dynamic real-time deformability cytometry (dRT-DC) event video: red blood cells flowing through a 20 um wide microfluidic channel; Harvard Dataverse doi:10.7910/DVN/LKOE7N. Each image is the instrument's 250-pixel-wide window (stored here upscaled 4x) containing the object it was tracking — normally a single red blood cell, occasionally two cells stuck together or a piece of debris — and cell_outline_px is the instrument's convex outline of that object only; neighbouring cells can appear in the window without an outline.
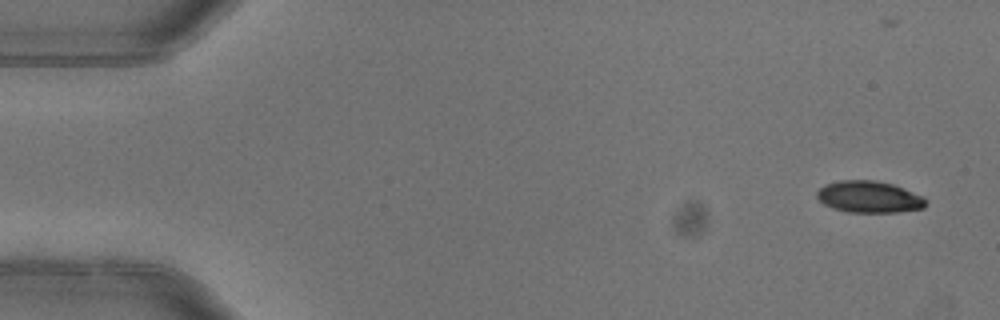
{"species": "common noctule bat (a hibernating species)", "species_latin": "Nyctalus noctula", "temperature_condition": "warm", "stored_images_in_passage": 3, "camera_frame_rate_fps": 3000, "um_per_image_px": 0.085, "animal": {"sex": "female"}, "frame": {"image": 1, "passage_image": 1, "time_ms": 0.0, "image_size_px": [1000, 320], "cell_outline_px": [[928, 204], [924, 208], [900, 212], [848, 212], [832, 208], [824, 204], [816, 196], [816, 192], [824, 184], [840, 180], [876, 180], [892, 184], [904, 188], [924, 196]], "centroid_in_image_um": [73.89, 16.73], "position_along_channel_um": 11.1, "area_um2": 20.35}}